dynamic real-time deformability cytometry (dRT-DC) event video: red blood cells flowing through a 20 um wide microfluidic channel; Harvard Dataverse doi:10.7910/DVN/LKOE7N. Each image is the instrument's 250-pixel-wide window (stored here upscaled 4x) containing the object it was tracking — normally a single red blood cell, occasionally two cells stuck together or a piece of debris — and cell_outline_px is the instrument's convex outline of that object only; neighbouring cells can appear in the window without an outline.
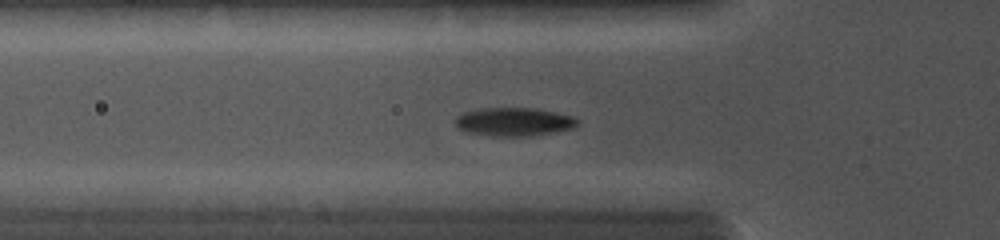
{"species": "common noctule bat (a hibernating species)", "species_latin": "Nyctalus noctula", "temperature_condition": "cold", "stored_images_in_passage": 25, "camera_frame_rate_fps": 5000, "um_per_image_px": 0.085, "animal": {"sex": "female", "body_mass_g": 19.0, "forearm_length_mm": 56.7}, "frame": {"image": 1, "passage_image": 9, "time_ms": 4.6, "image_size_px": [1000, 240], "cell_outline_px": [[580, 124], [572, 128], [532, 136], [492, 136], [464, 132], [456, 128], [456, 116], [464, 112], [480, 108], [536, 108], [576, 116], [580, 120]], "centroid_in_image_um": [43.7, 10.35], "position_along_channel_um": 82.1, "area_um2": 20.58}}
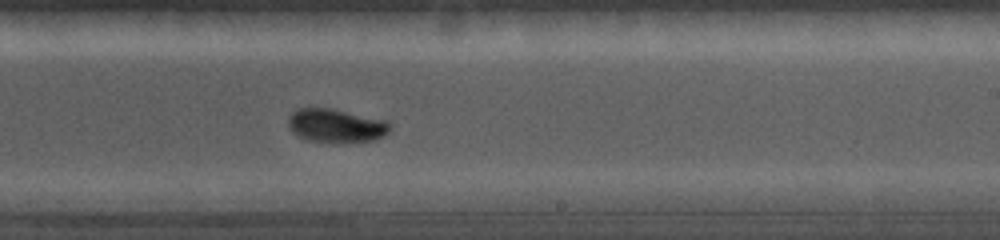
{"frame": {"image": 2, "passage_image": 16, "time_ms": 8.6, "image_size_px": [1000, 240], "cell_outline_px": [[392, 124], [388, 132], [384, 136], [376, 140], [308, 140], [292, 132], [288, 124], [288, 116], [296, 108], [332, 108], [388, 120]], "centroid_in_image_um": [28.58, 10.62], "position_along_channel_um": 260.4, "area_um2": 19.54}}
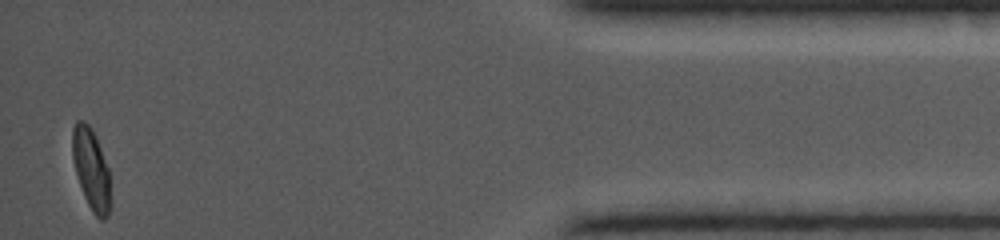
{"frame": {"image": 3, "passage_image": 25, "time_ms": 13.6, "image_size_px": [1000, 240], "cell_outline_px": [[108, 216], [104, 220], [100, 220], [92, 212], [84, 196], [72, 160], [72, 128], [76, 120], [84, 120], [92, 128], [96, 136], [108, 168]], "centroid_in_image_um": [7.71, 14.3], "position_along_channel_um": 427.5, "area_um2": 17.69}}